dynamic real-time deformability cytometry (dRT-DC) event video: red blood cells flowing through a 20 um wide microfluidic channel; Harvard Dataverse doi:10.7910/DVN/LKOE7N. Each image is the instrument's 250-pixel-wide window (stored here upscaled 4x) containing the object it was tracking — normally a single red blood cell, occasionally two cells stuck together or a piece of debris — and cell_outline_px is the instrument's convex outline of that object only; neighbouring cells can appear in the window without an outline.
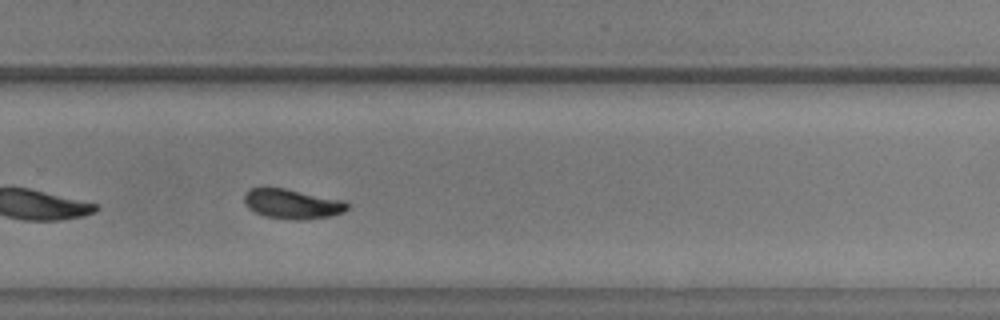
{"species": "common noctule bat (a hibernating species)", "species_latin": "Nyctalus noctula", "temperature_condition": "warm", "stored_images_in_passage": 31, "camera_frame_rate_fps": 3000, "um_per_image_px": 0.085, "animal": {"sex": "male", "body_mass_g": 20.5, "forearm_length_mm": 52.5}, "frame": {"image": 1, "passage_image": 22, "time_ms": 7.0, "image_size_px": [1000, 320], "cell_outline_px": [[348, 208], [344, 212], [332, 216], [304, 220], [296, 220], [264, 216], [248, 208], [244, 200], [244, 192], [248, 188], [264, 184], [344, 200], [348, 204]], "centroid_in_image_um": [24.78, 17.29], "position_along_channel_um": 305.0, "area_um2": 18.44}, "authors_computed_cell_mechanics": {"area_um2": 18.0336, "velocity_mm_per_s": 3.8784, "shape_relaxation_time_tau1_ms": 2.9904, "shape_relaxation_time_tau2_ms": 3.1305, "deformation_change_tau1": 0.1295, "deformation_change_tau2": 0.0792}}